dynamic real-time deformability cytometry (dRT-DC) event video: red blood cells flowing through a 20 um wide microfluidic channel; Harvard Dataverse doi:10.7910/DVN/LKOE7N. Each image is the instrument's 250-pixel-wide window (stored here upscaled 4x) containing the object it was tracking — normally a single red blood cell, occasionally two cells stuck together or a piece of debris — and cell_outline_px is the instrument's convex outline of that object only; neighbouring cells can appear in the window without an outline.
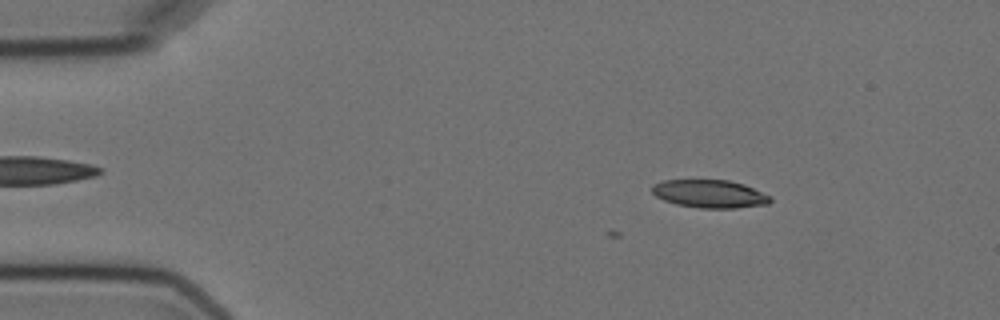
{"species": "Egyptian fruit bat (a non-hibernating species)", "species_latin": "Rousettus aegyptiacus", "temperature_condition": "cold", "stored_images_in_passage": 6, "camera_frame_rate_fps": 3000, "um_per_image_px": 0.085, "animal": {"sex": "female"}, "frame": {"image": 1, "passage_image": 2, "time_ms": 1.667, "image_size_px": [1000, 320], "cell_outline_px": [[772, 200], [768, 204], [736, 208], [700, 208], [676, 204], [664, 200], [656, 196], [652, 192], [652, 184], [664, 180], [728, 180], [744, 184], [772, 196]], "centroid_in_image_um": [60.34, 16.47], "position_along_channel_um": 24.7, "area_um2": 19.36}}
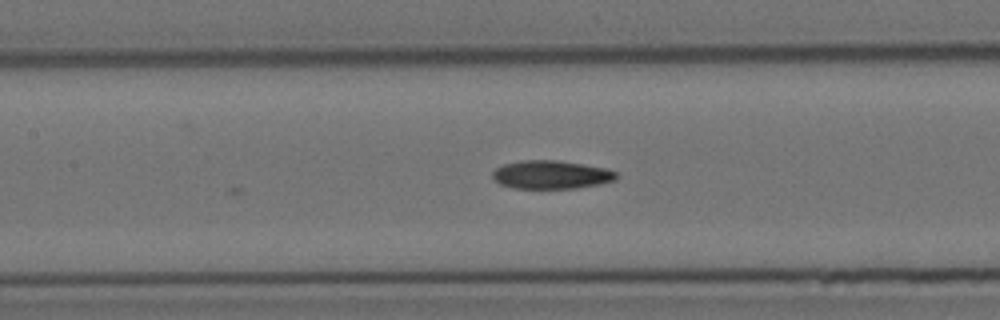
{"frame": {"image": 2, "passage_image": 6, "time_ms": 7.333, "image_size_px": [1000, 320], "cell_outline_px": [[616, 180], [600, 184], [576, 188], [512, 188], [500, 184], [492, 176], [492, 172], [496, 168], [504, 164], [520, 160], [556, 160], [604, 168], [616, 172]], "centroid_in_image_um": [46.82, 14.85], "position_along_channel_um": 160.6, "area_um2": 20.29}}